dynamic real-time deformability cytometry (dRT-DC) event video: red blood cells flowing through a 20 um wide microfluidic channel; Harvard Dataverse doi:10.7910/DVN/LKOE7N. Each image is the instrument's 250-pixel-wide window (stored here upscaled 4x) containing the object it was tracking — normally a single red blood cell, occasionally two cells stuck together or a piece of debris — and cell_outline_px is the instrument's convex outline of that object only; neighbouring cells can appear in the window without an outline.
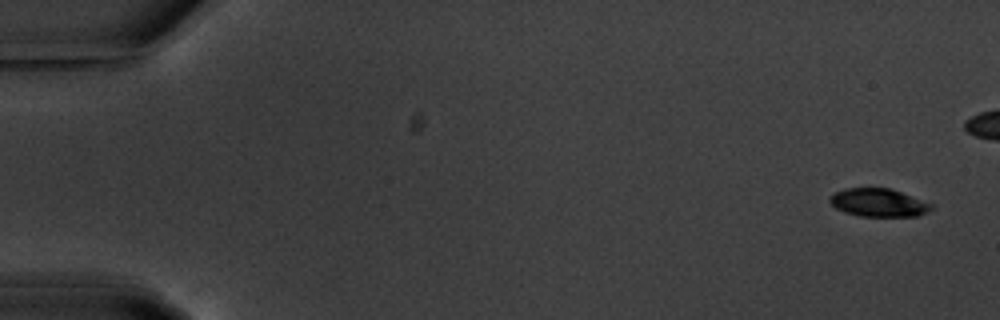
{"species": "common noctule bat (a hibernating species)", "species_latin": "Nyctalus noctula", "temperature_condition": "warm", "stored_images_in_passage": 12, "camera_frame_rate_fps": 3000, "um_per_image_px": 0.085, "animal": {"sex": "male", "body_mass_g": 20.1, "forearm_length_mm": 53.5}, "frame": {"image": 1, "passage_image": 1, "time_ms": 0.0, "image_size_px": [1000, 320], "cell_outline_px": [[932, 208], [928, 212], [916, 216], [860, 216], [844, 212], [836, 208], [828, 200], [828, 196], [844, 188], [892, 188], [932, 204]], "centroid_in_image_um": [74.65, 17.22], "position_along_channel_um": 10.4, "area_um2": 16.65}}